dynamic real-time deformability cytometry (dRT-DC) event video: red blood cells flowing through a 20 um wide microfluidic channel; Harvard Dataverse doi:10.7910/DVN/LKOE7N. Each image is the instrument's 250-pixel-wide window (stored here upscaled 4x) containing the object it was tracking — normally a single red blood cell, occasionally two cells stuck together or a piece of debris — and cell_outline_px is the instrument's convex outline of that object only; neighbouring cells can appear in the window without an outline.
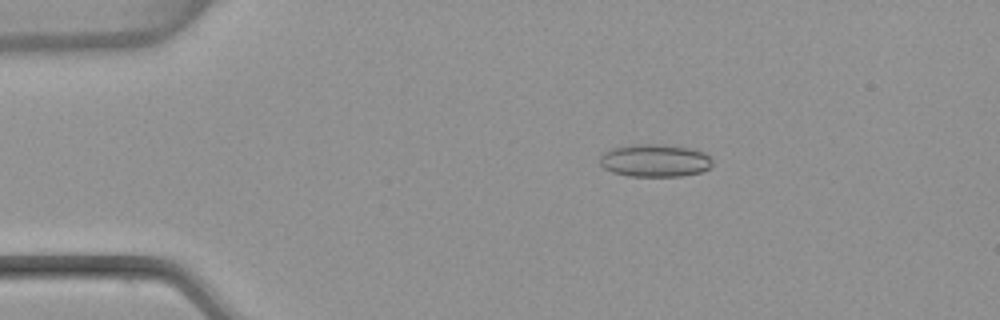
{"species": "common noctule bat (a hibernating species)", "species_latin": "Nyctalus noctula", "temperature_condition": "warm", "stored_images_in_passage": 53, "camera_frame_rate_fps": 3000, "um_per_image_px": 0.085, "animal": {"sex": "female", "body_mass_g": 22.7, "forearm_length_mm": 54.2}, "frame": {"image": 1, "passage_image": 10, "time_ms": 3.0, "image_size_px": [1000, 320], "cell_outline_px": [[712, 164], [708, 168], [700, 172], [680, 176], [628, 176], [612, 172], [604, 168], [600, 164], [600, 156], [604, 152], [612, 148], [632, 144], [656, 144], [688, 148], [704, 152], [712, 160]], "centroid_in_image_um": [55.63, 13.65], "position_along_channel_um": 29.4, "area_um2": 21.33}}
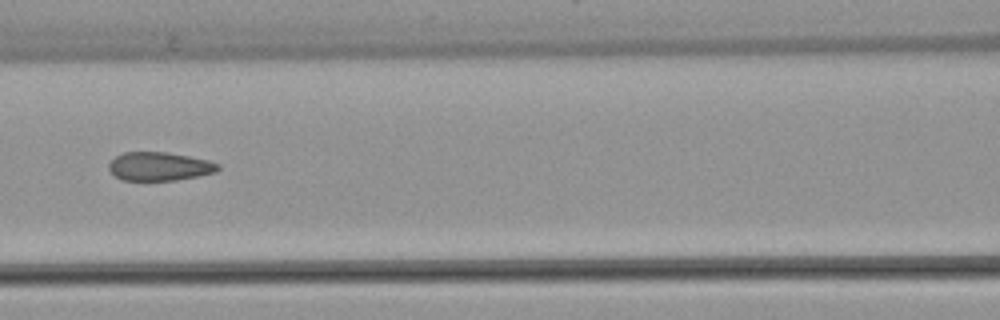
{"frame": {"image": 2, "passage_image": 24, "time_ms": 7.667, "image_size_px": [1000, 320], "cell_outline_px": [[220, 168], [216, 172], [176, 180], [120, 180], [108, 168], [108, 164], [116, 156], [124, 152], [168, 152], [208, 160], [220, 164]], "centroid_in_image_um": [13.55, 14.14], "position_along_channel_um": 153.0, "area_um2": 18.09}}
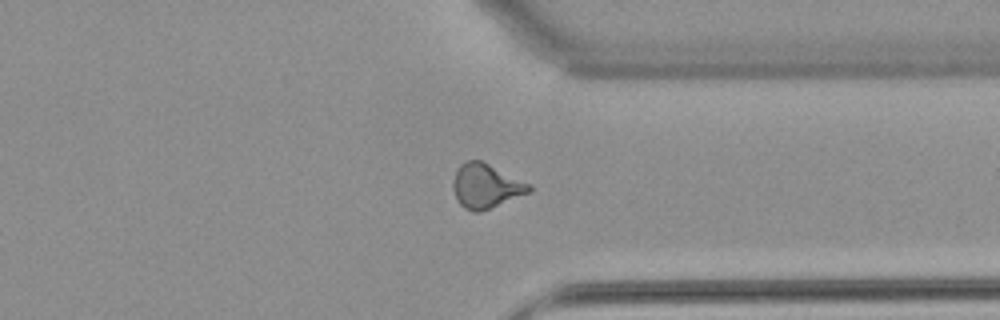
{"frame": {"image": 3, "passage_image": 41, "time_ms": 13.333, "image_size_px": [1000, 320], "cell_outline_px": [[532, 192], [480, 212], [472, 212], [464, 208], [456, 200], [452, 188], [452, 180], [460, 164], [468, 160], [480, 160], [532, 184]], "centroid_in_image_um": [41.31, 15.82], "position_along_channel_um": 370.1, "area_um2": 19.88}, "authors_computed_cell_mechanics": {"area_um2": 19.1318, "velocity_mm_per_s": 3.8644, "shape_relaxation_time_tau1_ms": null, "shape_relaxation_time_tau2_ms": 1.0131, "deformation_change_tau1": null, "deformation_change_tau2": 0.0793}}